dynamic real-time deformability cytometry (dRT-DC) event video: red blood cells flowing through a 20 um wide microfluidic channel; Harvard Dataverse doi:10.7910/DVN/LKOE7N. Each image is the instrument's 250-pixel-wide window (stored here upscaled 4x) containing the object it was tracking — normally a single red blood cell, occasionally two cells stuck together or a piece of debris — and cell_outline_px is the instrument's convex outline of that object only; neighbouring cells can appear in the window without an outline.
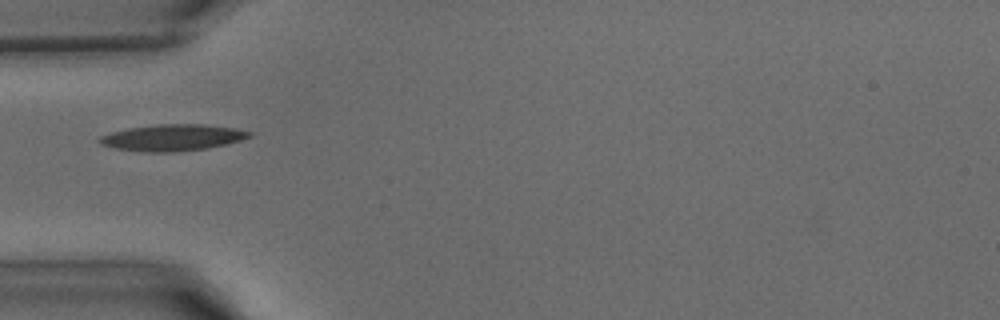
{"species": "common noctule bat (a hibernating species)", "species_latin": "Nyctalus noctula", "temperature_condition": "warm", "stored_images_in_passage": 15, "camera_frame_rate_fps": 3000, "um_per_image_px": 0.085, "animal": {"sex": "male", "body_mass_g": 15.6}, "frame": {"image": 1, "passage_image": 1, "time_ms": 0.0, "image_size_px": [1000, 320], "cell_outline_px": [[252, 136], [240, 140], [208, 148], [172, 152], [144, 152], [116, 148], [100, 144], [96, 140], [100, 136], [112, 132], [128, 128], [160, 124], [204, 124], [236, 128], [252, 132]], "centroid_in_image_um": [14.65, 11.69], "position_along_channel_um": 70.3, "area_um2": 23.0}}